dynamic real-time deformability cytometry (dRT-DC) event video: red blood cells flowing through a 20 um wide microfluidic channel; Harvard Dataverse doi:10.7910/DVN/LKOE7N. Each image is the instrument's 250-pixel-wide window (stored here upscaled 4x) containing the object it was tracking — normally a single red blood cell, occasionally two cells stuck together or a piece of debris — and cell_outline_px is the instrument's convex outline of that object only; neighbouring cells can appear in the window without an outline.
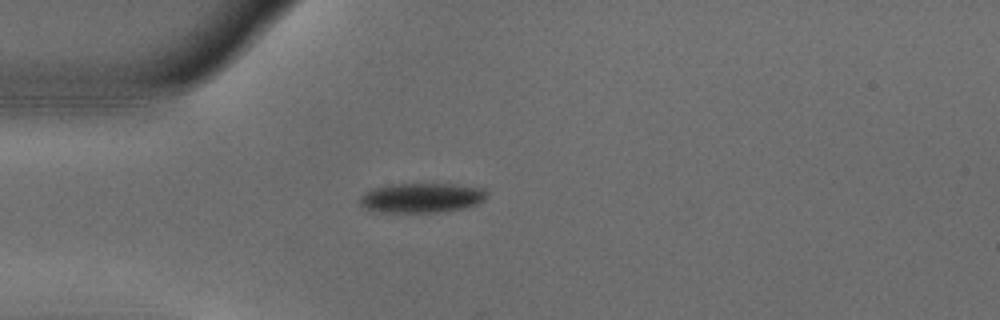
{"species": "common noctule bat (a hibernating species)", "species_latin": "Nyctalus noctula", "temperature_condition": "warm", "stored_images_in_passage": 41, "camera_frame_rate_fps": 3000, "um_per_image_px": 0.085, "animal": {"sex": "male", "body_mass_g": 18.8}, "frame": {"image": 1, "passage_image": 1, "time_ms": 0.0, "image_size_px": [1000, 320], "cell_outline_px": [[488, 196], [484, 200], [476, 204], [464, 208], [444, 212], [376, 212], [364, 208], [360, 204], [360, 196], [372, 188], [388, 184], [452, 184], [484, 188], [488, 192]], "centroid_in_image_um": [35.84, 16.81], "position_along_channel_um": 49.2, "area_um2": 22.2}}
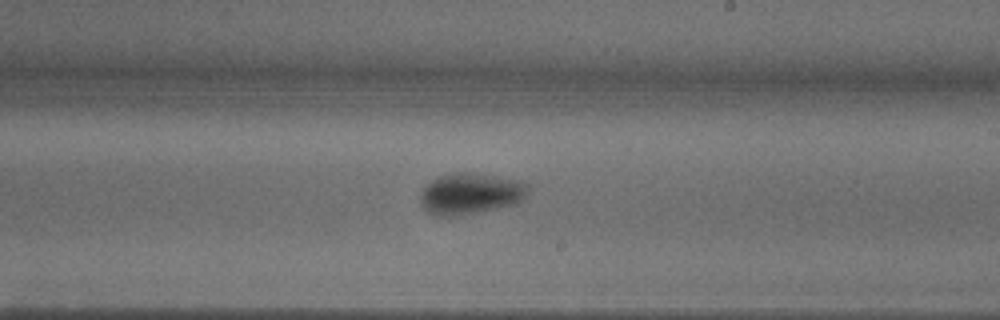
{"frame": {"image": 2, "passage_image": 18, "time_ms": 5.667, "image_size_px": [1000, 320], "cell_outline_px": [[528, 188], [524, 196], [516, 204], [476, 212], [452, 216], [432, 216], [420, 204], [420, 192], [436, 176], [456, 172], [464, 172], [520, 180], [528, 184]], "centroid_in_image_um": [39.93, 16.46], "position_along_channel_um": 249.1, "area_um2": 25.66}}
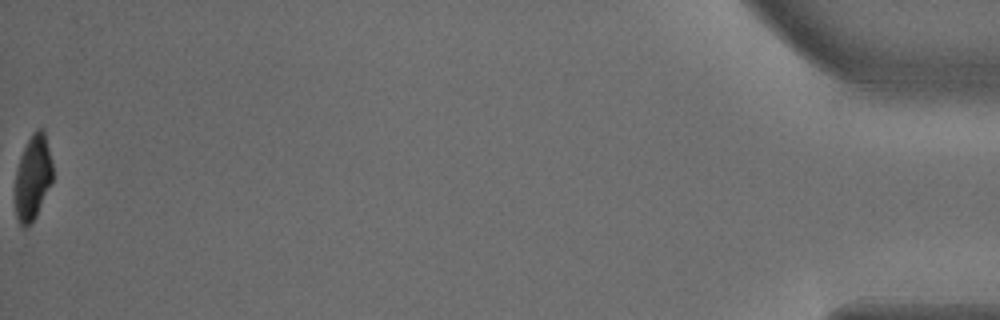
{"frame": {"image": 3, "passage_image": 41, "time_ms": 13.333, "image_size_px": [1000, 320], "cell_outline_px": [[52, 180], [36, 216], [32, 224], [28, 228], [20, 228], [16, 216], [16, 168], [20, 156], [32, 132], [36, 128], [44, 128], [52, 164]], "centroid_in_image_um": [2.78, 15.1], "position_along_channel_um": 432.4, "area_um2": 18.61}, "authors_computed_cell_mechanics": {"area_um2": 23.0622, "velocity_mm_per_s": 3.7132, "shape_relaxation_time_tau1_ms": 3.4183, "shape_relaxation_time_tau2_ms": 6.1005, "deformation_change_tau1": 0.1712, "deformation_change_tau2": 0.0825}}